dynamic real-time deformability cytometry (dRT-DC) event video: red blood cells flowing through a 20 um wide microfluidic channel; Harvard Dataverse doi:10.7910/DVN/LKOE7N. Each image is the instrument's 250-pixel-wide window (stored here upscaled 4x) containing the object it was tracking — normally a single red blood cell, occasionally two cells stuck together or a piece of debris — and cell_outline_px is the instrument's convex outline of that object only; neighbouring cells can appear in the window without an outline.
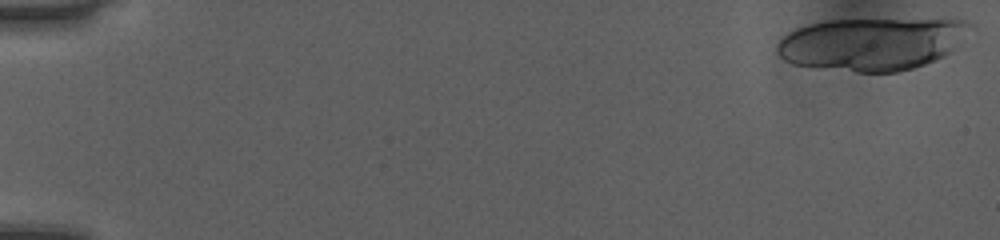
{"species": "human", "species_latin": "Homo sapiens", "temperature_condition": "room temperature", "stored_images_in_passage": 19, "camera_frame_rate_fps": 3000, "um_per_image_px": 0.085, "donor": {"sex": "female"}, "frame": {"image": 1, "passage_image": 1, "time_ms": 0.0, "image_size_px": [1000, 240], "cell_outline_px": [[976, 28], [944, 56], [924, 64], [912, 68], [896, 72], [856, 72], [792, 64], [784, 60], [776, 52], [776, 44], [788, 32], [796, 28], [808, 24], [828, 20], [964, 20], [976, 24]], "centroid_in_image_um": [74.12, 3.72], "position_along_channel_um": 10.9, "area_um2": 59.25}}